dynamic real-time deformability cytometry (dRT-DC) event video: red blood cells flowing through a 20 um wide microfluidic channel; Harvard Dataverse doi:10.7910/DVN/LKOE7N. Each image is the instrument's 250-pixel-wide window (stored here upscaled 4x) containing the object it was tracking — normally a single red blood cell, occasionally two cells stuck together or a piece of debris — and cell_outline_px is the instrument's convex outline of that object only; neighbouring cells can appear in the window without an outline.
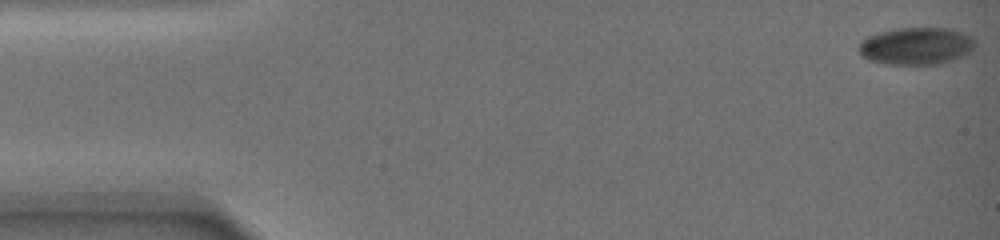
{"species": "common noctule bat (a hibernating species)", "species_latin": "Nyctalus noctula", "temperature_condition": "warm", "stored_images_in_passage": 50, "camera_frame_rate_fps": 3000, "um_per_image_px": 0.085, "animal": {"sex": "female", "body_mass_g": 19.0, "forearm_length_mm": 51.5}, "frame": {"image": 1, "passage_image": 1, "time_ms": 0.0, "image_size_px": [1000, 240], "cell_outline_px": [[976, 44], [964, 56], [956, 60], [940, 64], [884, 64], [868, 60], [860, 56], [856, 48], [868, 36], [880, 32], [900, 28], [952, 28], [976, 36]], "centroid_in_image_um": [77.92, 3.91], "position_along_channel_um": 7.1, "area_um2": 25.78}}
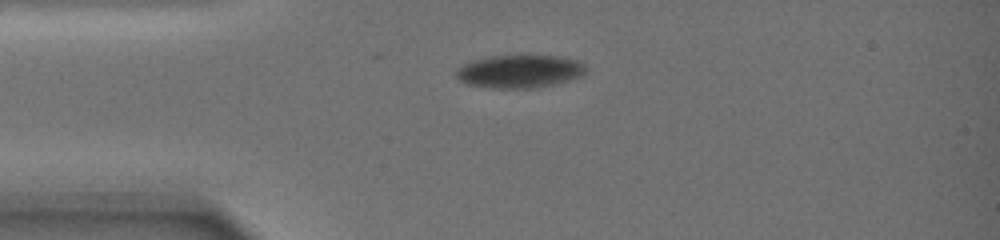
{"frame": {"image": 2, "passage_image": 40, "time_ms": 4.667, "image_size_px": [1000, 240], "cell_outline_px": [[588, 72], [580, 76], [568, 80], [536, 88], [484, 88], [468, 84], [460, 80], [456, 76], [456, 68], [460, 64], [472, 60], [492, 56], [560, 56], [576, 60], [584, 64]], "centroid_in_image_um": [44.13, 6.07], "position_along_channel_um": 40.9, "area_um2": 25.03}}